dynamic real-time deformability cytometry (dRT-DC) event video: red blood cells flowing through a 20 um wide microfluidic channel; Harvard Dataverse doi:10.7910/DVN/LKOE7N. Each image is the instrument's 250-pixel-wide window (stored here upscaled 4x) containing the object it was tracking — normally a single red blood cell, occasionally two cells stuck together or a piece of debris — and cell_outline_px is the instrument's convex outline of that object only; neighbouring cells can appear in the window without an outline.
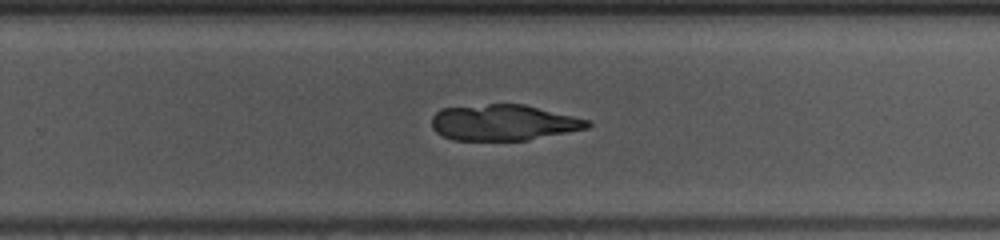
{"species": "common noctule bat (a hibernating species)", "species_latin": "Nyctalus noctula", "temperature_condition": "warm", "stored_images_in_passage": 42, "camera_frame_rate_fps": 3000, "um_per_image_px": 0.085, "animal": {"sex": "female", "body_mass_g": 10.0, "forearm_length_mm": 53.1}, "frame": {"image": 1, "passage_image": 23, "time_ms": 7.333, "image_size_px": [1000, 240], "cell_outline_px": [[592, 124], [588, 128], [528, 140], [452, 140], [436, 132], [432, 128], [432, 116], [440, 108], [488, 104], [524, 104], [588, 120]], "centroid_in_image_um": [42.76, 10.42], "position_along_channel_um": 287.0, "area_um2": 32.48}}
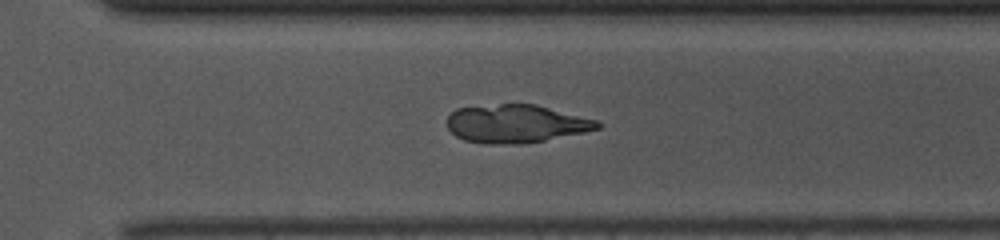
{"frame": {"image": 2, "passage_image": 26, "time_ms": 8.333, "image_size_px": [1000, 240], "cell_outline_px": [[604, 124], [600, 128], [584, 132], [544, 140], [520, 144], [484, 144], [464, 140], [456, 136], [448, 128], [448, 116], [456, 108], [500, 104], [536, 104], [600, 120]], "centroid_in_image_um": [43.9, 10.51], "position_along_channel_um": 326.7, "area_um2": 33.64}}
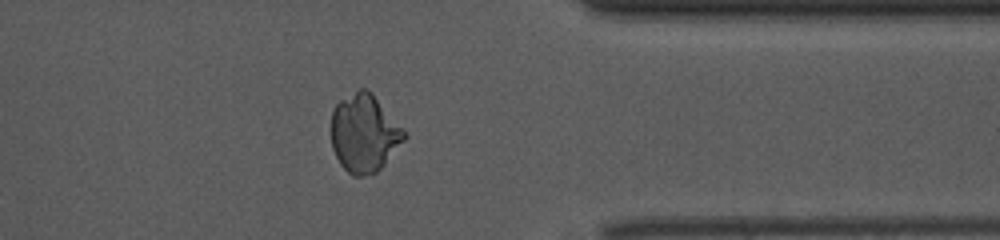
{"frame": {"image": 3, "passage_image": 31, "time_ms": 10.0, "image_size_px": [1000, 240], "cell_outline_px": [[408, 136], [384, 164], [376, 172], [360, 176], [352, 176], [340, 164], [332, 148], [332, 112], [336, 104], [340, 100], [360, 88], [368, 88], [372, 92], [404, 128]], "centroid_in_image_um": [30.98, 11.3], "position_along_channel_um": 380.4, "area_um2": 33.18}}